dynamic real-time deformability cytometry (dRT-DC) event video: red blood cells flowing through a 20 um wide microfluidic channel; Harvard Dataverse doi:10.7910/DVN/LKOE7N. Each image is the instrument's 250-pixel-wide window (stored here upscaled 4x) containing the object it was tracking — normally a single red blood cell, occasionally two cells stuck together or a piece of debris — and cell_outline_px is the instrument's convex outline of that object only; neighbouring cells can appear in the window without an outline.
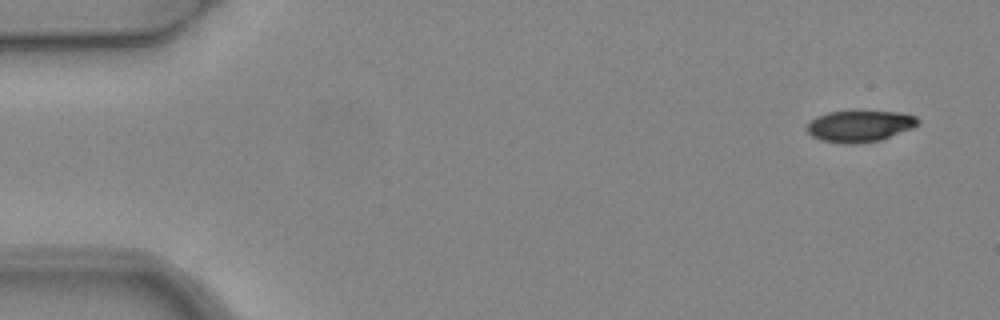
{"species": "common noctule bat (a hibernating species)", "species_latin": "Nyctalus noctula", "temperature_condition": "warm", "stored_images_in_passage": 5, "camera_frame_rate_fps": 3000, "um_per_image_px": 0.085, "animal": {"sex": "female", "body_mass_g": 24.6, "forearm_length_mm": 56.2}, "frame": {"image": 1, "passage_image": 1, "time_ms": 0.0, "image_size_px": [1000, 320], "cell_outline_px": [[920, 124], [912, 128], [880, 140], [856, 144], [848, 144], [820, 140], [812, 136], [804, 128], [808, 120], [816, 116], [828, 112], [900, 112], [916, 116], [920, 120]], "centroid_in_image_um": [73.04, 10.72], "position_along_channel_um": 12.0, "area_um2": 20.4}}
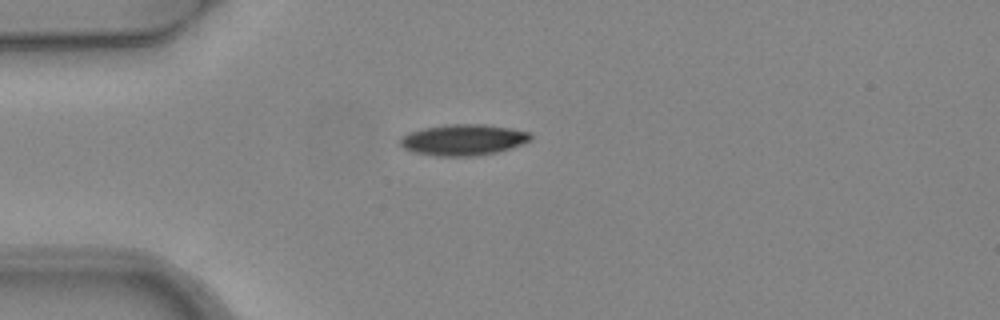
{"frame": {"image": 2, "passage_image": 4, "time_ms": 1.0, "image_size_px": [1000, 320], "cell_outline_px": [[532, 140], [512, 148], [496, 152], [472, 156], [436, 156], [416, 152], [404, 148], [400, 144], [400, 136], [408, 132], [424, 128], [444, 124], [484, 124], [508, 128], [528, 132], [532, 136]], "centroid_in_image_um": [39.37, 11.88], "position_along_channel_um": 45.6, "area_um2": 23.58}}